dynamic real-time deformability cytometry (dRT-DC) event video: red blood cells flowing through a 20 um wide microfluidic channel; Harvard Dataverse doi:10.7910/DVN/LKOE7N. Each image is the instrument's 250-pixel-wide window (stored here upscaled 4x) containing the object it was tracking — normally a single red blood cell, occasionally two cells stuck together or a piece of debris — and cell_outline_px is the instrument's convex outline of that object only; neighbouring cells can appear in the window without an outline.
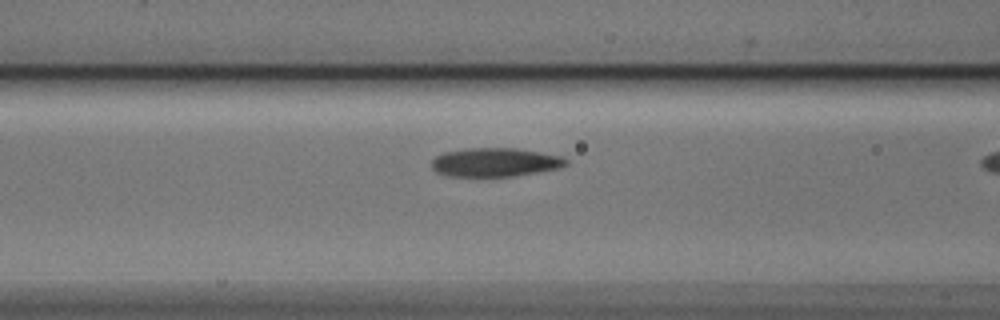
{"species": "Egyptian fruit bat (a non-hibernating species)", "species_latin": "Rousettus aegyptiacus", "temperature_condition": "cold", "stored_images_in_passage": 7, "camera_frame_rate_fps": 3000, "um_per_image_px": 0.085, "animal": {"sex": "male"}, "frame": {"image": 1, "passage_image": 6, "time_ms": 1.667, "image_size_px": [1000, 320], "cell_outline_px": [[568, 164], [560, 168], [512, 176], [448, 176], [436, 172], [432, 168], [432, 160], [436, 156], [444, 152], [468, 148], [516, 148], [540, 152], [560, 156], [568, 160]], "centroid_in_image_um": [42.08, 13.79], "position_along_channel_um": 124.5, "area_um2": 22.43}}